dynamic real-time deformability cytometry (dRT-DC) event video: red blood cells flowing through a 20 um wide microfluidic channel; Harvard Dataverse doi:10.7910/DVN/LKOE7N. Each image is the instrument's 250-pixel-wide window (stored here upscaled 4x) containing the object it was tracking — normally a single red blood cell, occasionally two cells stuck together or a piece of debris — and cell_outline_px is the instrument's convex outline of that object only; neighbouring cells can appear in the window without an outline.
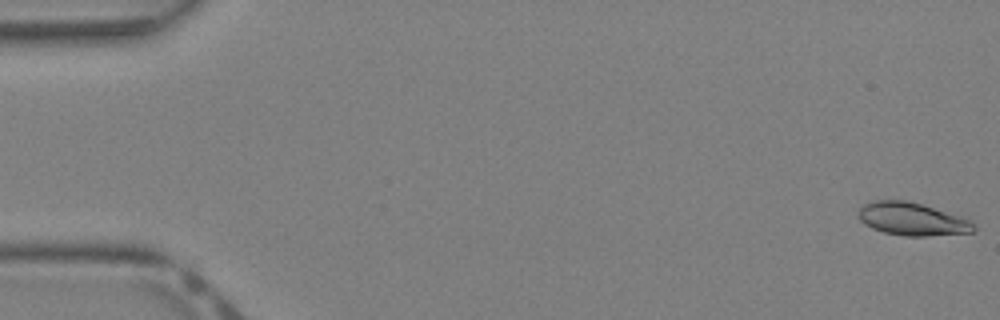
{"species": "Egyptian fruit bat (a non-hibernating species)", "species_latin": "Rousettus aegyptiacus", "temperature_condition": "warm", "stored_images_in_passage": 13, "camera_frame_rate_fps": 3000, "um_per_image_px": 0.085, "animal": {"sex": "female"}, "frame": {"image": 1, "passage_image": 1, "time_ms": 0.0, "image_size_px": [1000, 320], "cell_outline_px": [[976, 228], [972, 232], [924, 236], [904, 236], [884, 232], [872, 228], [864, 224], [856, 216], [860, 208], [864, 204], [872, 200], [908, 200], [968, 220]], "centroid_in_image_um": [77.42, 18.62], "position_along_channel_um": 7.6, "area_um2": 21.68}}
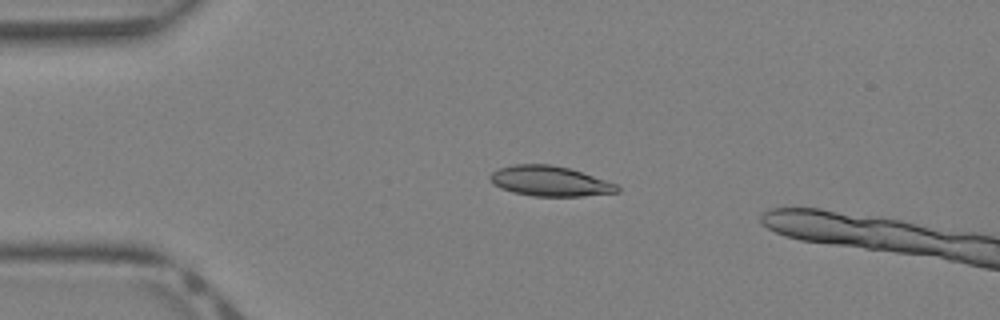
{"frame": {"image": 2, "passage_image": 10, "time_ms": 3.0, "image_size_px": [1000, 320], "cell_outline_px": [[620, 192], [584, 196], [532, 196], [512, 192], [500, 188], [492, 184], [488, 180], [488, 176], [496, 168], [512, 164], [552, 164], [568, 168], [616, 184], [620, 188]], "centroid_in_image_um": [46.66, 15.39], "position_along_channel_um": 38.3, "area_um2": 22.48}}